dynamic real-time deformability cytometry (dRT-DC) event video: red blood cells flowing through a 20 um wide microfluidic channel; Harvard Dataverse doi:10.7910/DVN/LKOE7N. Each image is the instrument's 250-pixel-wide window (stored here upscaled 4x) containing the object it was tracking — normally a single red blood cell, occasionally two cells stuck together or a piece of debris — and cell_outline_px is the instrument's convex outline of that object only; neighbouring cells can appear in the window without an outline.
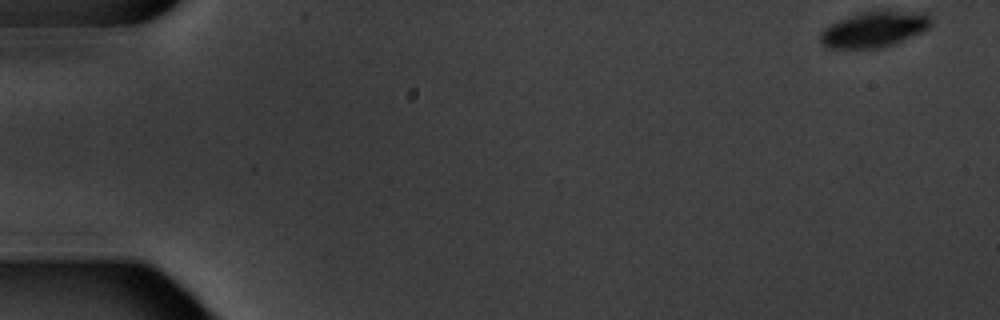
{"species": "common noctule bat (a hibernating species)", "species_latin": "Nyctalus noctula", "temperature_condition": "warm", "stored_images_in_passage": 6, "camera_frame_rate_fps": 3000, "um_per_image_px": 0.085, "animal": {"sex": "male", "body_mass_g": 20.1, "forearm_length_mm": 53.5}, "frame": {"image": 1, "passage_image": 1, "time_ms": 0.0, "image_size_px": [1000, 320], "cell_outline_px": [[932, 24], [928, 28], [920, 32], [892, 44], [872, 48], [828, 48], [820, 44], [820, 32], [828, 24], [864, 12], [928, 12]], "centroid_in_image_um": [74.26, 2.5], "position_along_channel_um": 10.7, "area_um2": 22.37}}
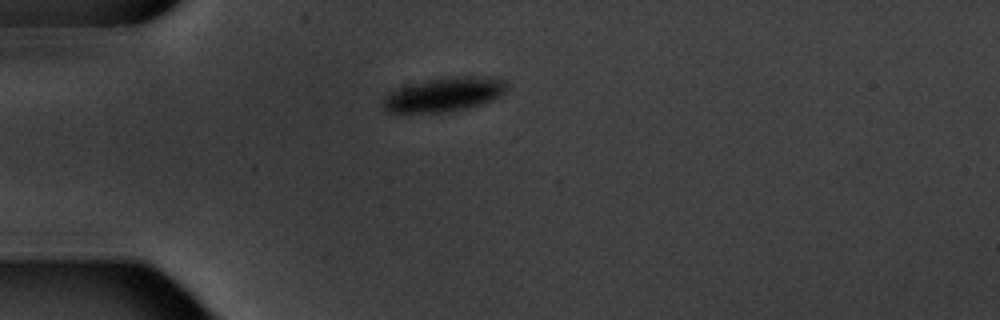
{"frame": {"image": 2, "passage_image": 5, "time_ms": 4.667, "image_size_px": [1000, 320], "cell_outline_px": [[508, 88], [500, 96], [484, 104], [472, 108], [452, 112], [384, 112], [380, 104], [384, 96], [388, 92], [408, 80], [440, 76], [500, 76], [508, 84]], "centroid_in_image_um": [37.69, 7.98], "position_along_channel_um": 47.3, "area_um2": 26.47}}